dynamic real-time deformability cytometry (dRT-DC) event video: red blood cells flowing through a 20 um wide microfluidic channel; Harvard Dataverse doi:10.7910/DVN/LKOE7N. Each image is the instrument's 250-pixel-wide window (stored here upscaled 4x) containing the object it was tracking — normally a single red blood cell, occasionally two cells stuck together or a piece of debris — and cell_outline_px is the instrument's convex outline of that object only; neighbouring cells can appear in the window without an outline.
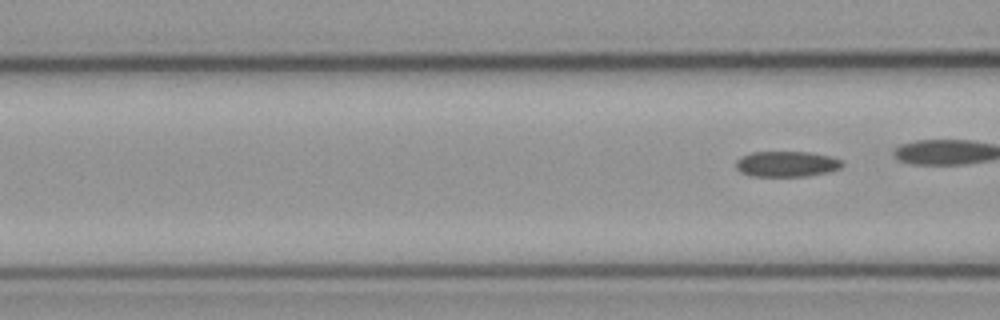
{"species": "common noctule bat (a hibernating species)", "species_latin": "Nyctalus noctula", "temperature_condition": "cold", "stored_images_in_passage": 7, "segment_of_instrument_passage": [2, 2], "camera_frame_rate_fps": 3000, "um_per_image_px": 0.085, "animal": {"sex": "male", "body_mass_g": 23.1, "forearm_length_mm": 52.7}, "frame": {"image": 1, "passage_image": 7, "time_ms": 2.0, "image_size_px": [1000, 320], "cell_outline_px": [[844, 164], [840, 168], [828, 172], [808, 176], [752, 176], [740, 172], [736, 168], [736, 160], [740, 156], [752, 152], [808, 152], [832, 156], [844, 160]], "centroid_in_image_um": [66.88, 13.93], "position_along_channel_um": 99.7, "area_um2": 16.07}}